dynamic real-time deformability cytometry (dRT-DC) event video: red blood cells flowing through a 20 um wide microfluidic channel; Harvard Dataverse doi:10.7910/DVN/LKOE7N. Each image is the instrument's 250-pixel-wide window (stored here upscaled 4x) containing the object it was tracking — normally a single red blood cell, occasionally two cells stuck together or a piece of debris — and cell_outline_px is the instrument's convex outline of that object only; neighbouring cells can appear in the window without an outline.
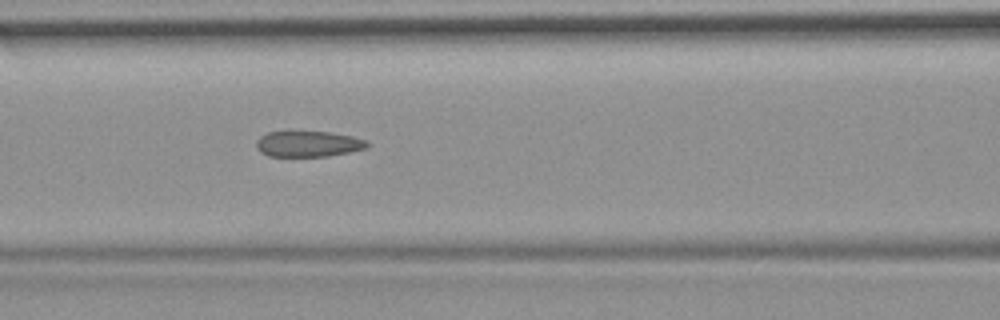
{"species": "common noctule bat (a hibernating species)", "species_latin": "Nyctalus noctula", "temperature_condition": "room temperature", "stored_images_in_passage": 8, "camera_frame_rate_fps": 3000, "um_per_image_px": 0.085, "animal": {"sex": "female", "body_mass_g": 19.9}, "frame": {"image": 1, "passage_image": 8, "time_ms": 2.333, "image_size_px": [1000, 320], "cell_outline_px": [[368, 148], [328, 156], [268, 156], [260, 152], [256, 148], [256, 140], [260, 136], [268, 132], [288, 128], [292, 128], [328, 132], [352, 136], [368, 140]], "centroid_in_image_um": [26.13, 12.18], "position_along_channel_um": 140.5, "area_um2": 17.57}}